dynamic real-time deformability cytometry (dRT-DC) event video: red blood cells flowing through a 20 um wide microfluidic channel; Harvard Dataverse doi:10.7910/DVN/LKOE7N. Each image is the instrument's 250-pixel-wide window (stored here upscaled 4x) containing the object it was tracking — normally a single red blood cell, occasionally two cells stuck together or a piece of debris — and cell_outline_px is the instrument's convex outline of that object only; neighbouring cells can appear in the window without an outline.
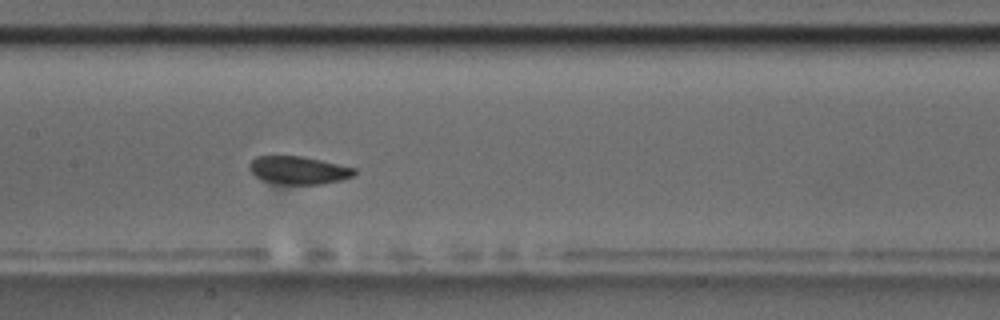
{"species": "common noctule bat (a hibernating species)", "species_latin": "Nyctalus noctula", "temperature_condition": "room temperature", "stored_images_in_passage": 11, "camera_frame_rate_fps": 3000, "um_per_image_px": 0.085, "animal": {"sex": "male", "body_mass_g": 17.5, "forearm_length_mm": 52.3}, "frame": {"image": 1, "passage_image": 8, "time_ms": 9.0, "image_size_px": [1000, 320], "cell_outline_px": [[356, 172], [352, 176], [344, 180], [320, 184], [280, 184], [260, 180], [248, 168], [248, 164], [256, 156], [304, 156], [356, 168]], "centroid_in_image_um": [25.37, 14.47], "position_along_channel_um": 182.0, "area_um2": 17.22}}
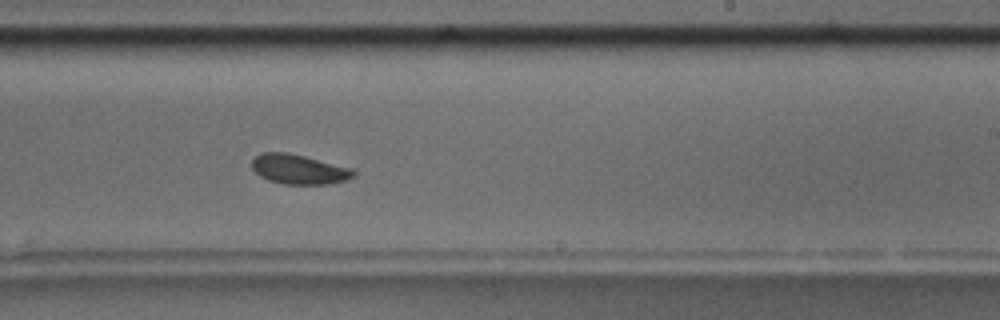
{"frame": {"image": 2, "passage_image": 10, "time_ms": 11.333, "image_size_px": [1000, 320], "cell_outline_px": [[356, 172], [352, 176], [344, 180], [328, 184], [284, 184], [268, 180], [260, 176], [252, 168], [252, 160], [256, 156], [264, 152], [288, 152], [352, 168]], "centroid_in_image_um": [25.38, 14.38], "position_along_channel_um": 263.6, "area_um2": 17.4}}